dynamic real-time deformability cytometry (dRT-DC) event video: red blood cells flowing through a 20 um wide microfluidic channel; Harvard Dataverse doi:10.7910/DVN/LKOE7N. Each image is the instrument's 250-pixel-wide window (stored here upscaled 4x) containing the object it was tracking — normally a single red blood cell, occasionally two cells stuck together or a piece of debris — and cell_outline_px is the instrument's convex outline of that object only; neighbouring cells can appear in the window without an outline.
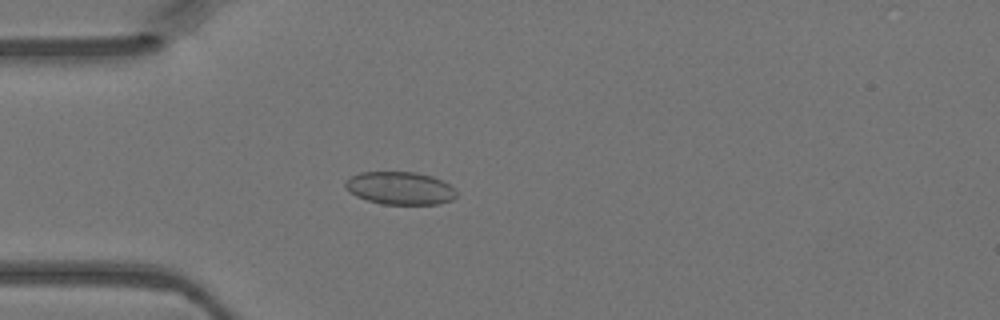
{"species": "Egyptian fruit bat (a non-hibernating species)", "species_latin": "Rousettus aegyptiacus", "temperature_condition": "warm", "stored_images_in_passage": 46, "camera_frame_rate_fps": 3000, "um_per_image_px": 0.085, "animal": {"sex": "female"}, "frame": {"image": 1, "passage_image": 12, "time_ms": 3.667, "image_size_px": [1000, 320], "cell_outline_px": [[456, 196], [452, 200], [436, 204], [380, 204], [356, 196], [344, 188], [344, 180], [360, 172], [416, 172], [432, 176], [456, 188]], "centroid_in_image_um": [33.98, 15.99], "position_along_channel_um": 51.0, "area_um2": 21.33}}
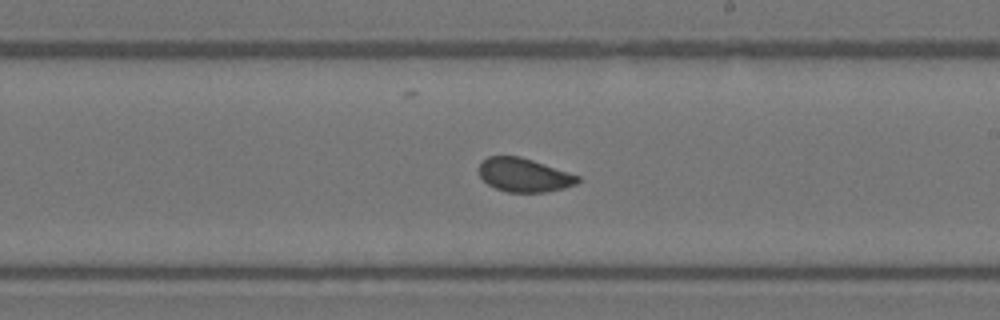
{"frame": {"image": 2, "passage_image": 26, "time_ms": 8.333, "image_size_px": [1000, 320], "cell_outline_px": [[580, 180], [576, 184], [564, 188], [544, 192], [508, 192], [496, 188], [488, 184], [480, 176], [480, 164], [488, 156], [520, 156], [580, 176]], "centroid_in_image_um": [44.56, 14.88], "position_along_channel_um": 244.4, "area_um2": 19.13}}
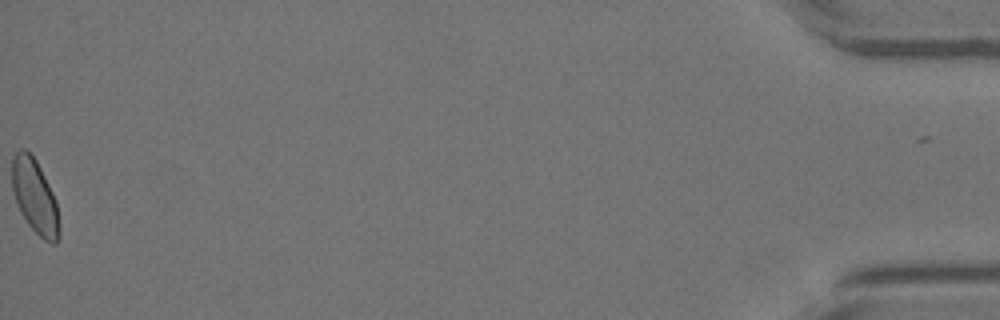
{"frame": {"image": 3, "passage_image": 46, "time_ms": 15.0, "image_size_px": [1000, 320], "cell_outline_px": [[60, 236], [56, 244], [52, 244], [44, 240], [28, 224], [20, 212], [12, 188], [12, 156], [20, 148], [24, 148], [36, 160], [56, 200], [60, 228]], "centroid_in_image_um": [2.97, 16.72], "position_along_channel_um": 432.2, "area_um2": 20.35}}